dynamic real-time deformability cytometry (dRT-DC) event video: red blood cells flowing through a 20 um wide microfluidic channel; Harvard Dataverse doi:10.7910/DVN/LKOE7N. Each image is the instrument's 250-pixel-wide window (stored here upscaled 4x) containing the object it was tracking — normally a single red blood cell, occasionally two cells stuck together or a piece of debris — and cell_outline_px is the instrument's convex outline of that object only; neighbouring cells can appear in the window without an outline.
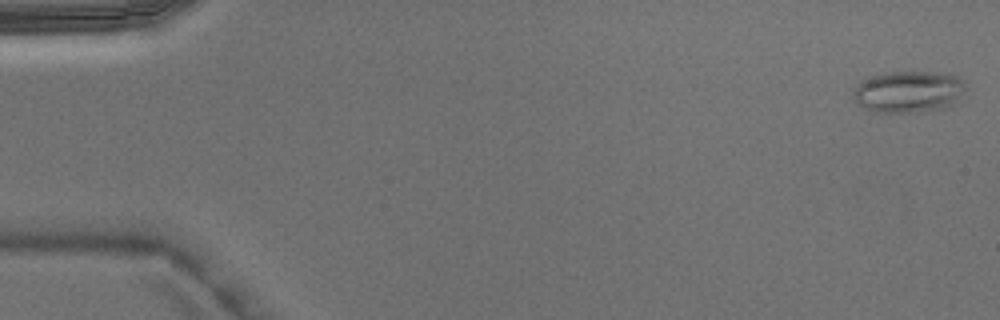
{"species": "Egyptian fruit bat (a non-hibernating species)", "species_latin": "Rousettus aegyptiacus", "temperature_condition": "warm", "stored_images_in_passage": 5, "camera_frame_rate_fps": 3000, "um_per_image_px": 0.085, "animal": {"sex": "male"}, "frame": {"image": 1, "passage_image": 1, "time_ms": 0.0, "image_size_px": [1000, 320], "cell_outline_px": [[964, 88], [956, 104], [948, 108], [916, 112], [872, 112], [860, 104], [852, 96], [852, 92], [856, 84], [860, 80], [884, 72], [932, 72], [956, 76], [964, 84]], "centroid_in_image_um": [77.19, 7.8], "position_along_channel_um": 7.8, "area_um2": 27.34}}